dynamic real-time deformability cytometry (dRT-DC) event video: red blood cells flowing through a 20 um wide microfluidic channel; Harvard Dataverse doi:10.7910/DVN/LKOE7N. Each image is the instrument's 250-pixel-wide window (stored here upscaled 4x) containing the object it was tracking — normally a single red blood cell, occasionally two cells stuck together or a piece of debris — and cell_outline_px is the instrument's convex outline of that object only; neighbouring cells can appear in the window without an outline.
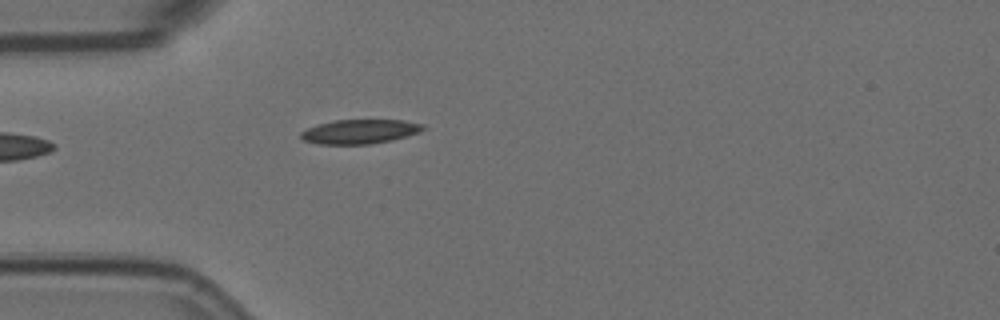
{"species": "Egyptian fruit bat (a non-hibernating species)", "species_latin": "Rousettus aegyptiacus", "temperature_condition": "room temperature", "stored_images_in_passage": 1, "camera_frame_rate_fps": 3000, "um_per_image_px": 0.085, "animal": {"sex": "female"}, "frame": {"image": 1, "passage_image": 1, "time_ms": 0.0, "image_size_px": [1000, 320], "cell_outline_px": [[428, 128], [420, 132], [392, 140], [368, 144], [316, 144], [304, 140], [300, 136], [300, 132], [308, 128], [320, 124], [336, 120], [404, 120], [424, 124]], "centroid_in_image_um": [30.63, 11.18], "position_along_channel_um": 54.4, "area_um2": 17.28}}